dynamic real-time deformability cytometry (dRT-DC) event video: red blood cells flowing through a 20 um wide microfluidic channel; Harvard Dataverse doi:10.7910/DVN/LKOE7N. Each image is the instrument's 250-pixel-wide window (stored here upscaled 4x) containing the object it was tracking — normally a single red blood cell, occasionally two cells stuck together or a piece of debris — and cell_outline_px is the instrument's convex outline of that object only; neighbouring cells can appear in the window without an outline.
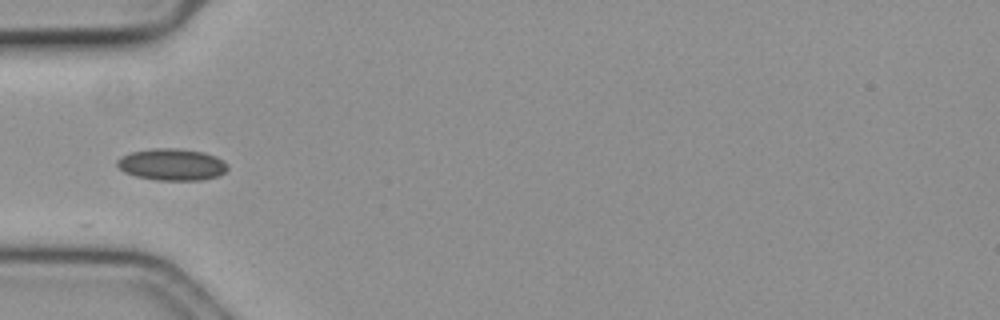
{"species": "common noctule bat (a hibernating species)", "species_latin": "Nyctalus noctula", "temperature_condition": "cold", "stored_images_in_passage": 36, "camera_frame_rate_fps": 3000, "um_per_image_px": 0.085, "animal": {"sex": "female", "body_mass_g": 19.3, "forearm_length_mm": 54.1}, "frame": {"image": 1, "passage_image": 1, "time_ms": 0.0, "image_size_px": [1000, 320], "cell_outline_px": [[228, 168], [220, 176], [204, 180], [156, 180], [136, 176], [124, 172], [116, 164], [116, 160], [120, 156], [132, 152], [156, 148], [176, 148], [204, 152], [216, 156], [224, 160], [228, 164]], "centroid_in_image_um": [14.64, 13.99], "position_along_channel_um": 70.4, "area_um2": 20.63}}
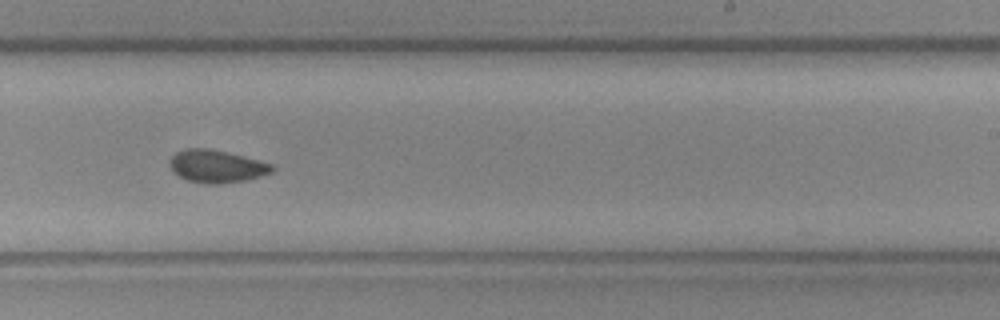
{"frame": {"image": 2, "passage_image": 18, "time_ms": 5.667, "image_size_px": [1000, 320], "cell_outline_px": [[272, 172], [248, 180], [220, 184], [204, 184], [188, 180], [180, 176], [172, 168], [172, 156], [176, 152], [184, 148], [208, 148], [228, 152], [272, 164]], "centroid_in_image_um": [18.43, 14.14], "position_along_channel_um": 270.6, "area_um2": 19.19}}
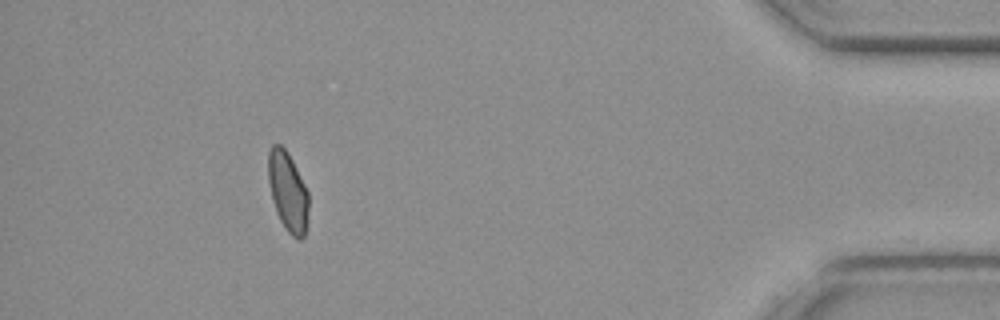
{"frame": {"image": 3, "passage_image": 35, "time_ms": 11.333, "image_size_px": [1000, 320], "cell_outline_px": [[308, 212], [304, 236], [300, 240], [292, 236], [284, 228], [276, 212], [272, 200], [268, 180], [268, 152], [272, 144], [280, 144], [288, 152], [308, 192]], "centroid_in_image_um": [24.45, 16.28], "position_along_channel_um": 410.8, "area_um2": 18.67}, "authors_computed_cell_mechanics": {"area_um2": 19.2185, "velocity_mm_per_s": 3.5378, "shape_relaxation_time_tau1_ms": 10.7447, "shape_relaxation_time_tau2_ms": 2.6097, "deformation_change_tau1": 0.1245, "deformation_change_tau2": 0.0641}}